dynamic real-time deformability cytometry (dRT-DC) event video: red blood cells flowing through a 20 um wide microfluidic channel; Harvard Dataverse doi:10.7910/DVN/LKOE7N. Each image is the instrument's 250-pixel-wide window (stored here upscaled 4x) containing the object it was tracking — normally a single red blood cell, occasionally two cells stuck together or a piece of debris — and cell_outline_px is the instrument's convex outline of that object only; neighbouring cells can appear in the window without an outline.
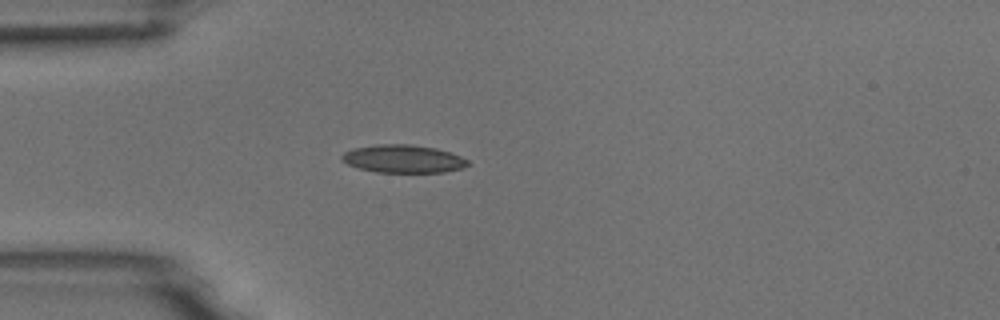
{"species": "common noctule bat (a hibernating species)", "species_latin": "Nyctalus noctula", "temperature_condition": "room temperature", "stored_images_in_passage": 5, "camera_frame_rate_fps": 3000, "um_per_image_px": 0.085, "animal": {"sex": "male", "body_mass_g": 18.8}, "frame": {"image": 1, "passage_image": 5, "time_ms": 1.333, "image_size_px": [1000, 320], "cell_outline_px": [[468, 164], [464, 168], [444, 172], [376, 172], [360, 168], [348, 164], [340, 160], [340, 156], [344, 152], [352, 148], [376, 144], [408, 144], [436, 148], [452, 152], [468, 160]], "centroid_in_image_um": [34.26, 13.49], "position_along_channel_um": 50.7, "area_um2": 20.63}}